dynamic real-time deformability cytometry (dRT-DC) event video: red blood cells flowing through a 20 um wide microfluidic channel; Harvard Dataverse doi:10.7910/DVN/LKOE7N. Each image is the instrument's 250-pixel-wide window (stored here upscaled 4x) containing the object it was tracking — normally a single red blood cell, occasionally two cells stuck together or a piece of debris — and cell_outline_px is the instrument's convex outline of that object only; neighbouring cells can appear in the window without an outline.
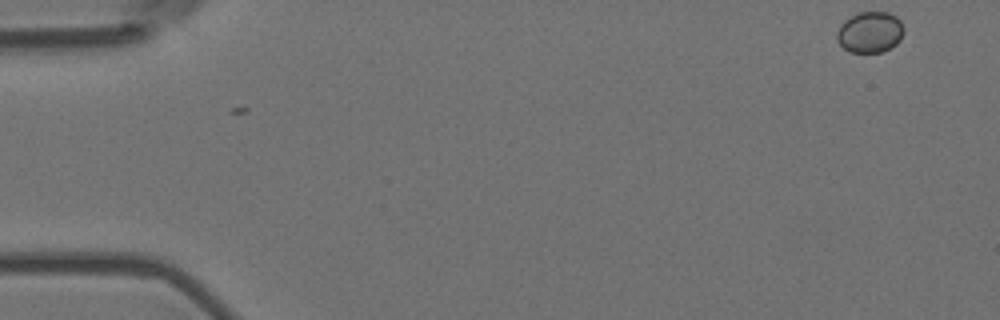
{"species": "Egyptian fruit bat (a non-hibernating species)", "species_latin": "Rousettus aegyptiacus", "temperature_condition": "room temperature", "stored_images_in_passage": 5, "camera_frame_rate_fps": 3000, "um_per_image_px": 0.085, "animal": {"sex": "female"}, "frame": {"image": 1, "passage_image": 1, "time_ms": 0.0, "image_size_px": [1000, 320], "cell_outline_px": [[904, 32], [900, 40], [896, 44], [880, 52], [848, 52], [836, 40], [836, 32], [840, 24], [844, 20], [860, 12], [888, 12], [896, 16], [900, 20], [904, 28]], "centroid_in_image_um": [73.93, 2.73], "position_along_channel_um": 11.1, "area_um2": 16.07}}
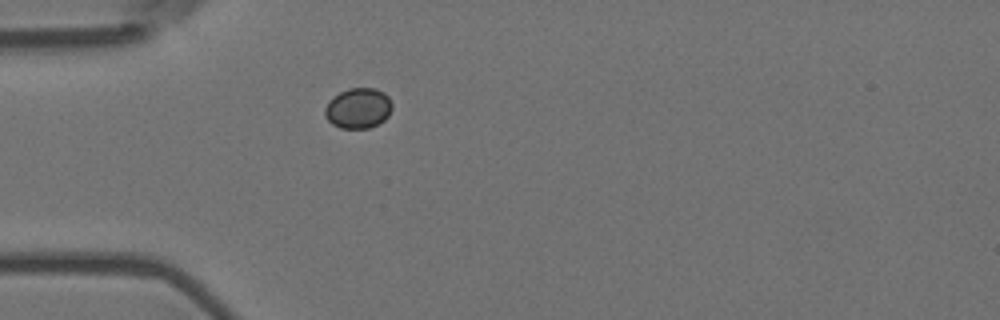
{"frame": {"image": 2, "passage_image": 5, "time_ms": 1.333, "image_size_px": [1000, 320], "cell_outline_px": [[392, 108], [388, 116], [384, 120], [368, 128], [340, 128], [332, 124], [324, 116], [324, 108], [328, 100], [332, 96], [348, 88], [376, 88], [384, 92], [388, 96], [392, 104]], "centroid_in_image_um": [30.42, 9.18], "position_along_channel_um": 54.6, "area_um2": 16.01}}